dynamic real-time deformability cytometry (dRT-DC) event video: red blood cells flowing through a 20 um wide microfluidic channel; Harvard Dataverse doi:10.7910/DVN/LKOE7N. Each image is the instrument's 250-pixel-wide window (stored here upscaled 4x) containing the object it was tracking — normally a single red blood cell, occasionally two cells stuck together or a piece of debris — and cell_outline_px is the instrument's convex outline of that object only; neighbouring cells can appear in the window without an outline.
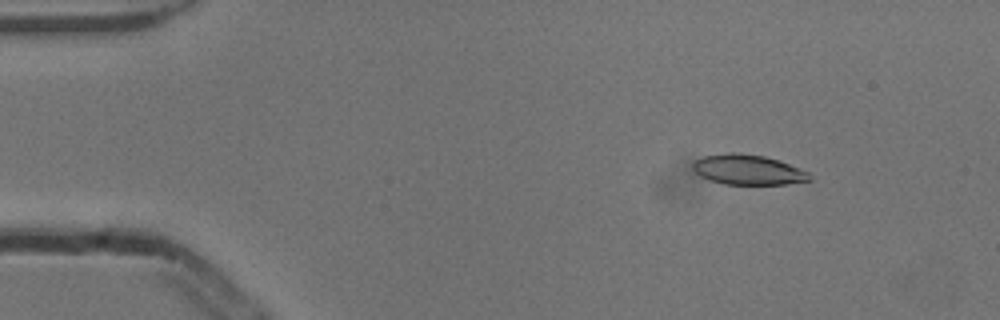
{"species": "common noctule bat (a hibernating species)", "species_latin": "Nyctalus noctula", "temperature_condition": "cold", "stored_images_in_passage": 53, "camera_frame_rate_fps": 3000, "um_per_image_px": 0.085, "animal": {"sex": "male", "body_mass_g": 13.3}, "frame": {"image": 1, "passage_image": 7, "time_ms": 2.0, "image_size_px": [1000, 320], "cell_outline_px": [[812, 180], [788, 184], [724, 184], [708, 180], [700, 176], [692, 168], [692, 160], [704, 156], [728, 152], [736, 152], [764, 156], [780, 160], [808, 172], [812, 176]], "centroid_in_image_um": [63.56, 14.42], "position_along_channel_um": 21.4, "area_um2": 20.69}}
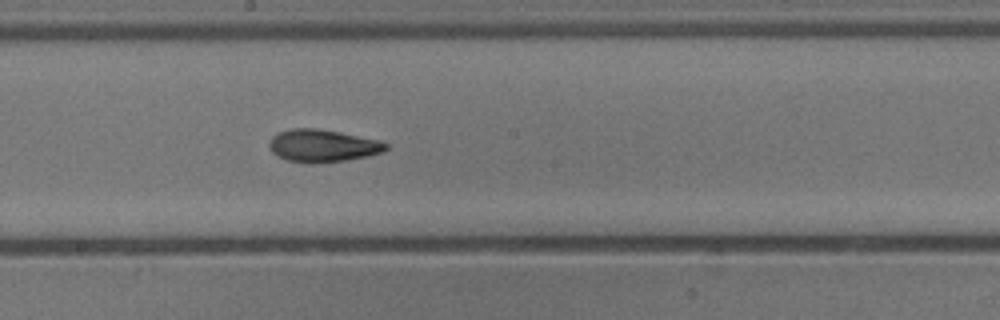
{"frame": {"image": 2, "passage_image": 29, "time_ms": 9.333, "image_size_px": [1000, 320], "cell_outline_px": [[388, 148], [384, 152], [368, 156], [344, 160], [312, 164], [288, 160], [276, 156], [272, 152], [268, 144], [272, 136], [276, 132], [292, 128], [316, 128], [340, 132], [380, 140], [388, 144]], "centroid_in_image_um": [27.41, 12.38], "position_along_channel_um": 220.8, "area_um2": 22.31}}
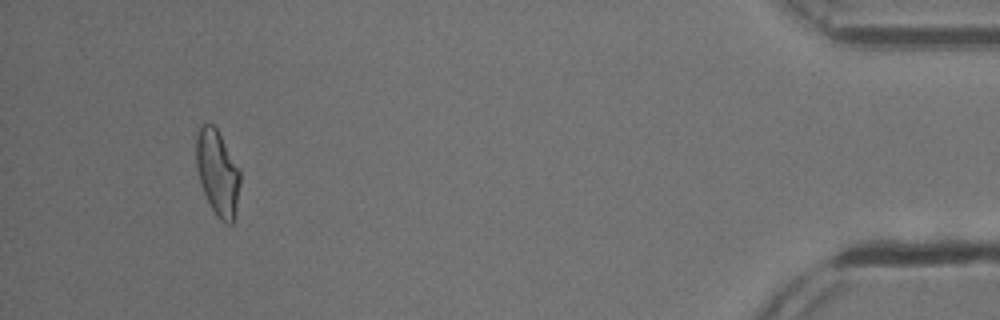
{"frame": {"image": 3, "passage_image": 50, "time_ms": 16.333, "image_size_px": [1000, 320], "cell_outline_px": [[240, 184], [232, 224], [228, 224], [220, 220], [216, 216], [204, 192], [196, 168], [196, 136], [200, 124], [204, 120], [212, 124], [216, 128], [240, 168]], "centroid_in_image_um": [18.48, 14.62], "position_along_channel_um": 416.7, "area_um2": 21.85}, "authors_computed_cell_mechanics": {"area_um2": 21.675, "velocity_mm_per_s": 3.8554, "shape_relaxation_time_tau1_ms": 7.8372, "shape_relaxation_time_tau2_ms": 2.7285, "deformation_change_tau1": 0.1954, "deformation_change_tau2": 0.0874}}